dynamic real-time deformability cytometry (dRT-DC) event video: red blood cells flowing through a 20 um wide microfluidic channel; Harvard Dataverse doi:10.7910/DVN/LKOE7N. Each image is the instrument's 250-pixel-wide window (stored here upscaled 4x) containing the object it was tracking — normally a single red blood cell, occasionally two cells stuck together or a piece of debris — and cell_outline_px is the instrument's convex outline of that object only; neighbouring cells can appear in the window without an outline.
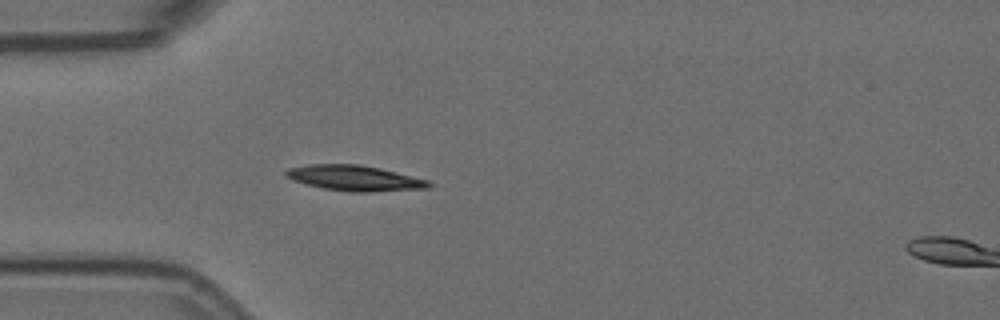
{"species": "Egyptian fruit bat (a non-hibernating species)", "species_latin": "Rousettus aegyptiacus", "temperature_condition": "room temperature", "stored_images_in_passage": 3, "segment_of_instrument_passage": [1, 2], "camera_frame_rate_fps": 3000, "um_per_image_px": 0.085, "animal": {"sex": "female"}, "frame": {"image": 1, "passage_image": 2, "time_ms": 0.333, "image_size_px": [1000, 320], "cell_outline_px": [[432, 184], [428, 188], [372, 192], [352, 192], [324, 188], [292, 180], [284, 176], [284, 172], [288, 168], [308, 164], [360, 164], [380, 168], [428, 180]], "centroid_in_image_um": [30.12, 15.13], "position_along_channel_um": 54.9, "area_um2": 21.15}}